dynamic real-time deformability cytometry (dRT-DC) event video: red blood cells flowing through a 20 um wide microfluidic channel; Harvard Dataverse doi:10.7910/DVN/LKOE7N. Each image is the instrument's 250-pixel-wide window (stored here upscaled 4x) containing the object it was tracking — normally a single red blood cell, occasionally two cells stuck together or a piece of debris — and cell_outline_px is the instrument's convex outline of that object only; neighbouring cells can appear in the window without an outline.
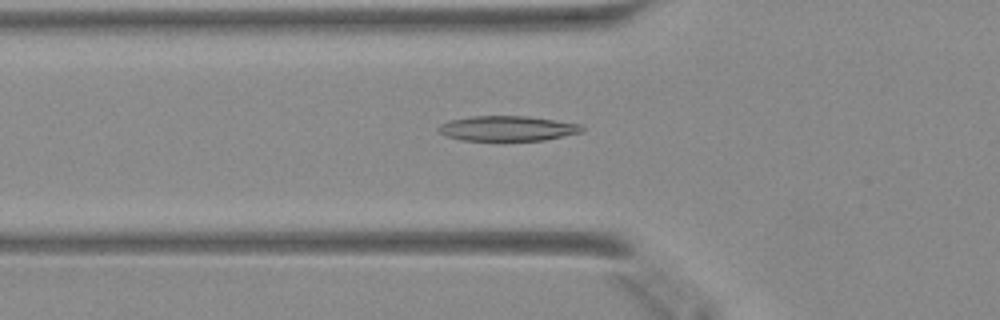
{"species": "Egyptian fruit bat (a non-hibernating species)", "species_latin": "Rousettus aegyptiacus", "temperature_condition": "warm", "stored_images_in_passage": 47, "camera_frame_rate_fps": 3000, "um_per_image_px": 0.085, "animal": {"sex": "female"}, "frame": {"image": 1, "passage_image": 16, "time_ms": 5.0, "image_size_px": [1000, 320], "cell_outline_px": [[584, 128], [580, 132], [544, 140], [460, 140], [448, 136], [440, 132], [436, 128], [440, 124], [452, 120], [472, 116], [528, 116], [580, 124]], "centroid_in_image_um": [43.11, 10.91], "position_along_channel_um": 82.7, "area_um2": 20.63}}
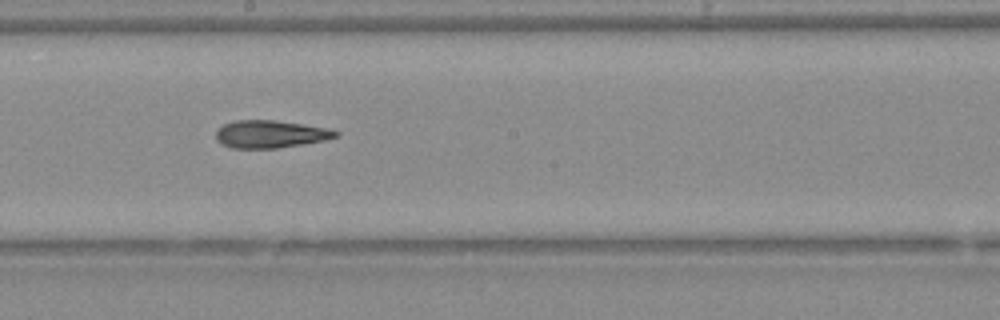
{"frame": {"image": 2, "passage_image": 26, "time_ms": 8.333, "image_size_px": [1000, 320], "cell_outline_px": [[340, 132], [336, 136], [324, 140], [276, 148], [232, 148], [216, 140], [216, 132], [224, 124], [236, 120], [276, 120], [324, 128]], "centroid_in_image_um": [22.93, 11.4], "position_along_channel_um": 225.3, "area_um2": 18.79}}
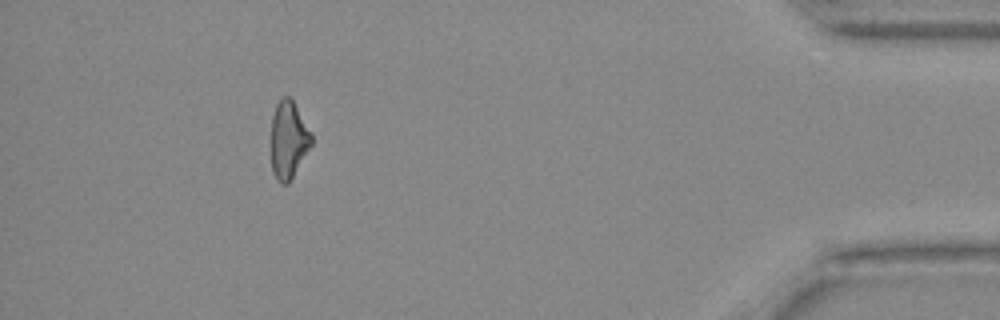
{"frame": {"image": 3, "passage_image": 43, "time_ms": 14.0, "image_size_px": [1000, 320], "cell_outline_px": [[312, 144], [288, 184], [280, 184], [276, 180], [272, 172], [272, 116], [276, 104], [284, 96], [288, 96], [292, 100], [312, 136]], "centroid_in_image_um": [24.5, 11.93], "position_along_channel_um": 410.7, "area_um2": 17.8}}